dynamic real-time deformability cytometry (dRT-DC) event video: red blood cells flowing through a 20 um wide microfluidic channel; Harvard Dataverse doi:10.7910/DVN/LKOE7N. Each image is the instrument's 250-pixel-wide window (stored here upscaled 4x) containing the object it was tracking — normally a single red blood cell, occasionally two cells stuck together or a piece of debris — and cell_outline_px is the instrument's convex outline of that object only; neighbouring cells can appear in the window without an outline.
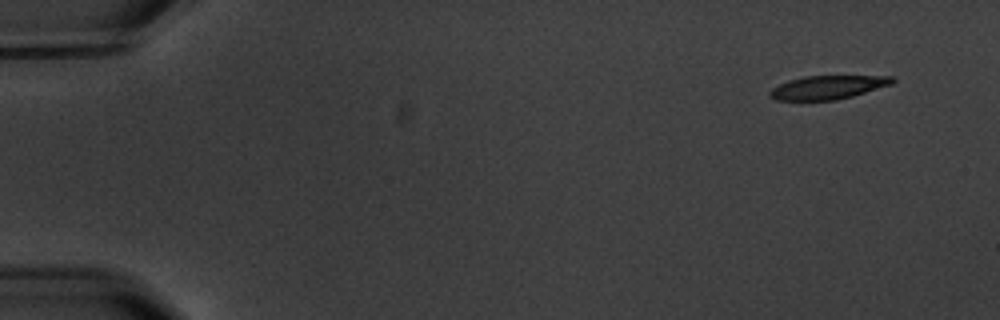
{"species": "common noctule bat (a hibernating species)", "species_latin": "Nyctalus noctula", "temperature_condition": "warm", "stored_images_in_passage": 5, "camera_frame_rate_fps": 3000, "um_per_image_px": 0.085, "animal": {"sex": "male", "body_mass_g": 20.1, "forearm_length_mm": 53.5}, "frame": {"image": 1, "passage_image": 1, "time_ms": 0.0, "image_size_px": [1000, 320], "cell_outline_px": [[896, 80], [892, 84], [852, 96], [836, 100], [776, 100], [768, 96], [768, 92], [772, 88], [788, 80], [804, 76], [892, 76]], "centroid_in_image_um": [70.34, 7.42], "position_along_channel_um": 14.7, "area_um2": 16.82}}
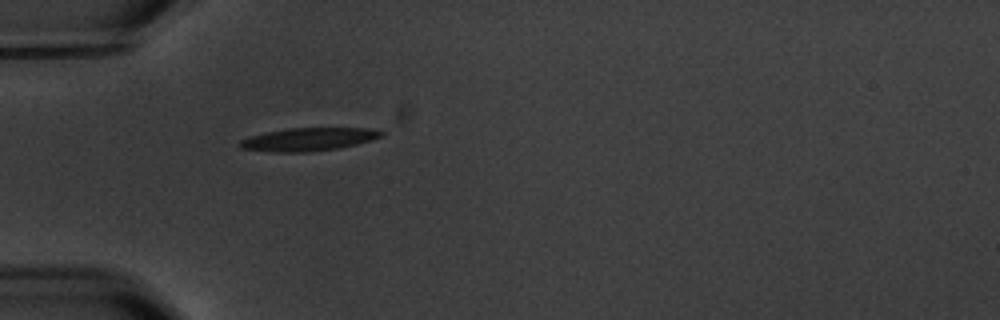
{"frame": {"image": 2, "passage_image": 5, "time_ms": 4.667, "image_size_px": [1000, 320], "cell_outline_px": [[384, 136], [372, 140], [340, 148], [308, 152], [272, 152], [240, 148], [236, 144], [240, 140], [264, 132], [288, 128], [368, 128], [384, 132]], "centroid_in_image_um": [26.21, 11.84], "position_along_channel_um": 58.8, "area_um2": 19.13}}